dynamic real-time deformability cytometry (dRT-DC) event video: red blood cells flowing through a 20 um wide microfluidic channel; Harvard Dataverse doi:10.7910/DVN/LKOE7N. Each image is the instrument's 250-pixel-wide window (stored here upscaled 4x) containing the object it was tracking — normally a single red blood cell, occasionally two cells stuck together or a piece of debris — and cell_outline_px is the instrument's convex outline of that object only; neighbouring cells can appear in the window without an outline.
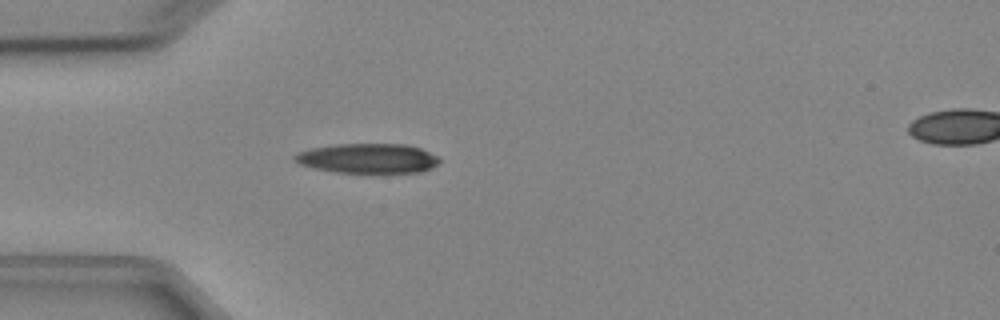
{"species": "Egyptian fruit bat (a non-hibernating species)", "species_latin": "Rousettus aegyptiacus", "temperature_condition": "cold", "stored_images_in_passage": 2, "segment_of_instrument_passage": [1, 2], "camera_frame_rate_fps": 3000, "um_per_image_px": 0.085, "animal": {"sex": "female"}, "frame": {"image": 1, "passage_image": 1, "time_ms": 0.0, "image_size_px": [1000, 320], "cell_outline_px": [[440, 160], [432, 168], [420, 172], [336, 172], [316, 168], [300, 164], [292, 160], [292, 156], [296, 152], [312, 148], [336, 144], [408, 144], [420, 148], [436, 156]], "centroid_in_image_um": [31.23, 13.45], "position_along_channel_um": 53.8, "area_um2": 24.91}}